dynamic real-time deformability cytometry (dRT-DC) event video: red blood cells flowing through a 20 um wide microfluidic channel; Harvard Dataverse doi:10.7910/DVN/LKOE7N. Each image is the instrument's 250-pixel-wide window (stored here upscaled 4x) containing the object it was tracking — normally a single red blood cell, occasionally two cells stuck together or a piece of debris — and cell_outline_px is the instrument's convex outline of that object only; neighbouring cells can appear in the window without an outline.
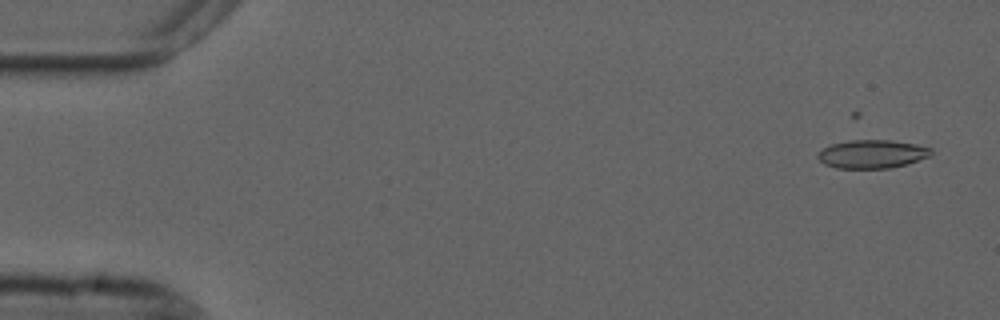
{"species": "common noctule bat (a hibernating species)", "species_latin": "Nyctalus noctula", "temperature_condition": "cold", "stored_images_in_passage": 57, "camera_frame_rate_fps": 3000, "um_per_image_px": 0.085, "animal": {"sex": "male", "forearm_length_mm": 52.5}, "frame": {"image": 1, "passage_image": 4, "time_ms": 1.0, "image_size_px": [1000, 320], "cell_outline_px": [[932, 156], [908, 164], [888, 168], [836, 168], [824, 164], [816, 156], [824, 148], [832, 144], [852, 140], [888, 140], [916, 144], [932, 148]], "centroid_in_image_um": [74.17, 13.1], "position_along_channel_um": 10.8, "area_um2": 18.73}}
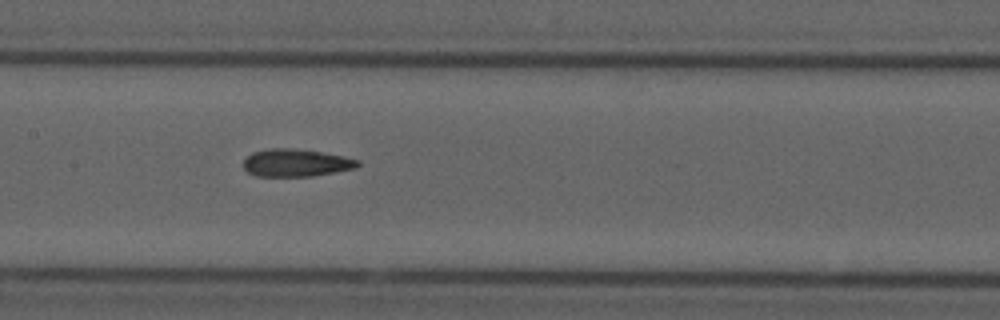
{"frame": {"image": 2, "passage_image": 28, "time_ms": 9.0, "image_size_px": [1000, 320], "cell_outline_px": [[360, 164], [356, 168], [336, 172], [312, 176], [256, 176], [248, 172], [244, 168], [244, 160], [252, 152], [268, 148], [292, 148], [320, 152], [344, 156], [360, 160]], "centroid_in_image_um": [25.17, 13.84], "position_along_channel_um": 182.2, "area_um2": 18.38}}
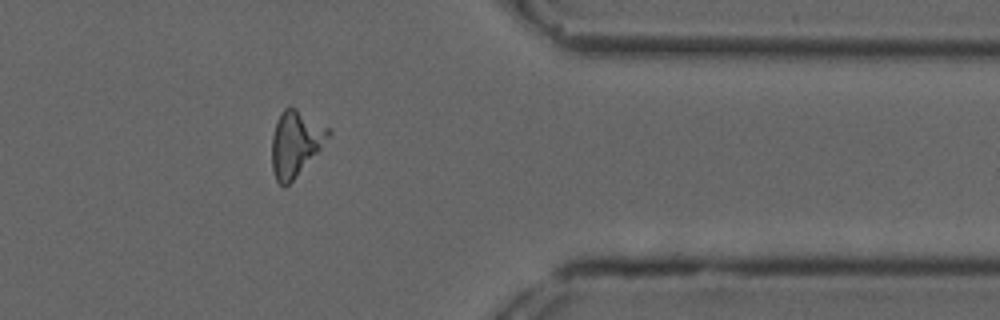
{"frame": {"image": 3, "passage_image": 46, "time_ms": 15.0, "image_size_px": [1000, 320], "cell_outline_px": [[332, 132], [320, 148], [292, 180], [284, 188], [276, 180], [272, 168], [272, 136], [276, 120], [280, 112], [284, 108], [296, 108], [332, 128]], "centroid_in_image_um": [25.11, 12.14], "position_along_channel_um": 386.3, "area_um2": 21.33}, "authors_computed_cell_mechanics": {"area_um2": 19.3052, "velocity_mm_per_s": 3.6937, "shape_relaxation_time_tau1_ms": null, "shape_relaxation_time_tau2_ms": 2.1511, "deformation_change_tau1": null, "deformation_change_tau2": 0.0922}}